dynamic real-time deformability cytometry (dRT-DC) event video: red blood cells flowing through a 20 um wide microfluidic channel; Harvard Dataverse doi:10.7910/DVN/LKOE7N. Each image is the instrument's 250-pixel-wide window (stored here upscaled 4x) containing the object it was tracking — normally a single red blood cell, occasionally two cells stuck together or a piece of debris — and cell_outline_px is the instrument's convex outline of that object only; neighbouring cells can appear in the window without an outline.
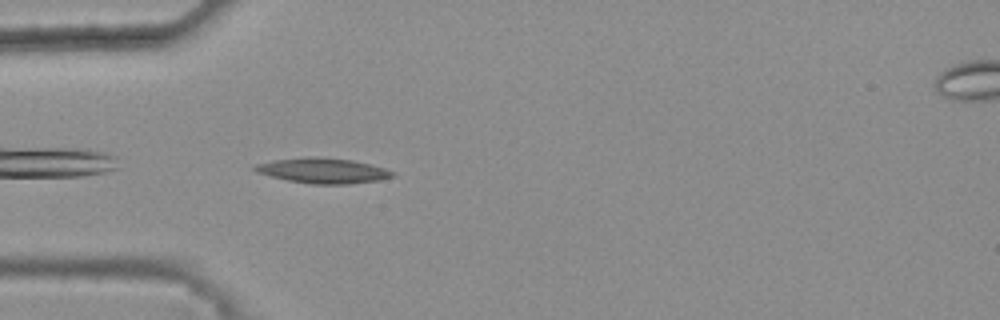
{"species": "common noctule bat (a hibernating species)", "species_latin": "Nyctalus noctula", "temperature_condition": "warm", "stored_images_in_passage": 27, "camera_frame_rate_fps": 3000, "um_per_image_px": 0.085, "animal": {"sex": "female", "body_mass_g": 25.1}, "frame": {"image": 1, "passage_image": 1, "time_ms": 0.0, "image_size_px": [1000, 320], "cell_outline_px": [[396, 176], [380, 180], [348, 184], [312, 184], [288, 180], [256, 172], [252, 168], [256, 164], [272, 160], [312, 156], [352, 160], [384, 168], [396, 172]], "centroid_in_image_um": [27.47, 14.5], "position_along_channel_um": 57.5, "area_um2": 20.17}}
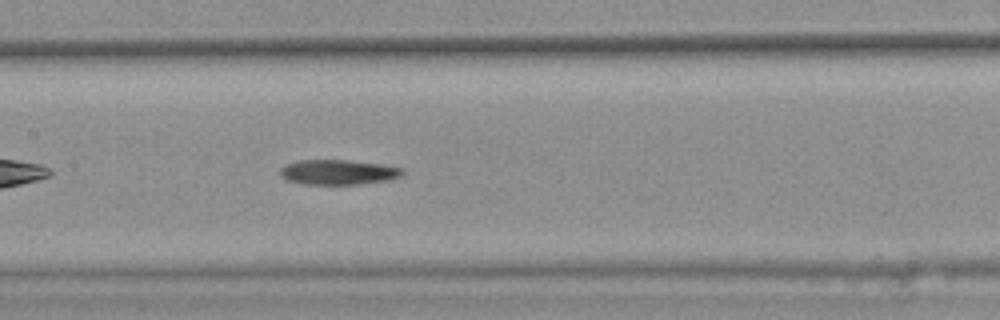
{"frame": {"image": 2, "passage_image": 11, "time_ms": 3.333, "image_size_px": [1000, 320], "cell_outline_px": [[404, 172], [400, 176], [388, 180], [360, 184], [304, 184], [288, 180], [280, 176], [280, 168], [288, 164], [300, 160], [348, 160], [384, 164], [404, 168]], "centroid_in_image_um": [28.78, 14.63], "position_along_channel_um": 178.6, "area_um2": 17.8}}
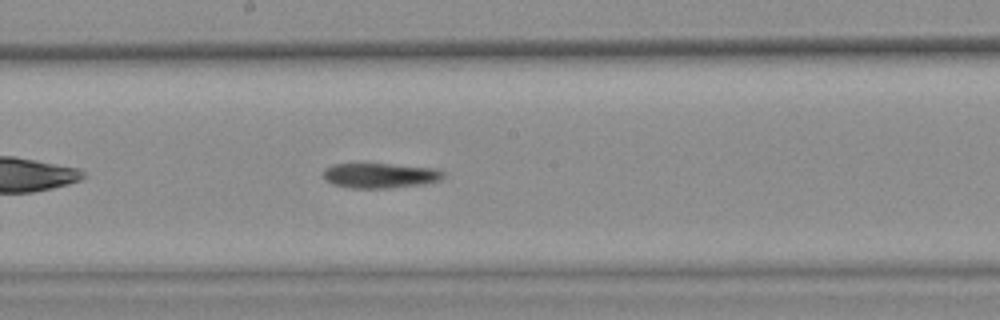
{"frame": {"image": 3, "passage_image": 14, "time_ms": 4.333, "image_size_px": [1000, 320], "cell_outline_px": [[444, 176], [440, 180], [424, 184], [388, 188], [352, 188], [332, 184], [324, 180], [324, 168], [332, 164], [388, 164], [440, 168], [444, 172]], "centroid_in_image_um": [32.33, 14.92], "position_along_channel_um": 215.9, "area_um2": 17.63}, "authors_computed_cell_mechanics": {"area_um2": 18.5538, "velocity_mm_per_s": 3.7529, "shape_relaxation_time_tau1_ms": null, "shape_relaxation_time_tau2_ms": 6.3114, "deformation_change_tau1": null, "deformation_change_tau2": 0.1038}}